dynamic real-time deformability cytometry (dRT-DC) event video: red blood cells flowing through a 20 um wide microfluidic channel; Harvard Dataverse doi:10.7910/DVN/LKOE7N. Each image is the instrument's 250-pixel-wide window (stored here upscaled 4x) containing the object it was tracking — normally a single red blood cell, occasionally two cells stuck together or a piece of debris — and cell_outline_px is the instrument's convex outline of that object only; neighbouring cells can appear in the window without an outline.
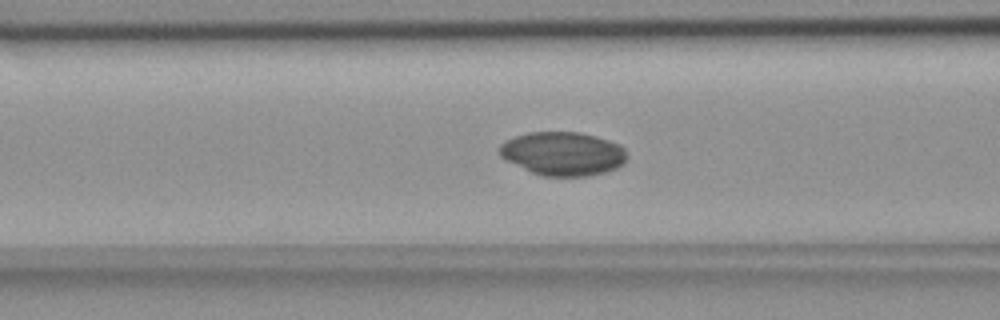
{"species": "common noctule bat (a hibernating species)", "species_latin": "Nyctalus noctula", "temperature_condition": "room temperature", "stored_images_in_passage": 54, "camera_frame_rate_fps": 3000, "um_per_image_px": 0.085, "animal": {"sex": "female", "body_mass_g": 18.4}, "frame": {"image": 1, "passage_image": 21, "time_ms": 6.667, "image_size_px": [1000, 320], "cell_outline_px": [[624, 164], [616, 168], [604, 172], [588, 176], [540, 176], [500, 156], [496, 152], [500, 144], [504, 140], [528, 132], [580, 132], [596, 136], [620, 144], [624, 148]], "centroid_in_image_um": [47.81, 13.05], "position_along_channel_um": 118.8, "area_um2": 32.37}}
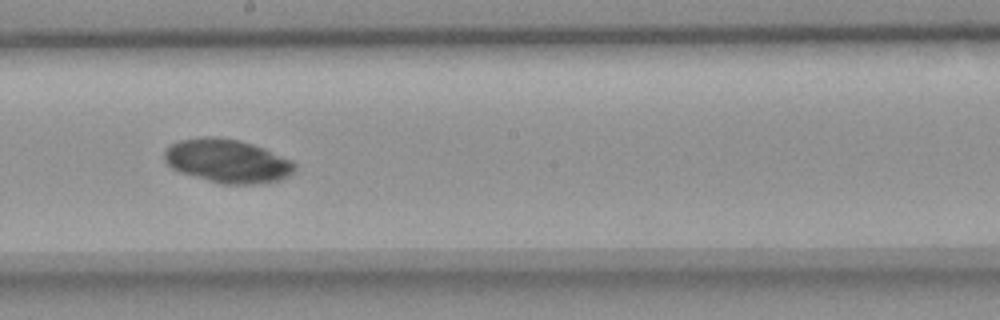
{"frame": {"image": 2, "passage_image": 30, "time_ms": 9.667, "image_size_px": [1000, 320], "cell_outline_px": [[296, 172], [280, 180], [264, 184], [220, 184], [180, 172], [172, 168], [164, 160], [164, 152], [172, 144], [180, 140], [204, 136], [216, 136], [240, 140], [264, 148], [292, 160], [296, 164]], "centroid_in_image_um": [19.37, 13.69], "position_along_channel_um": 228.8, "area_um2": 33.41}}
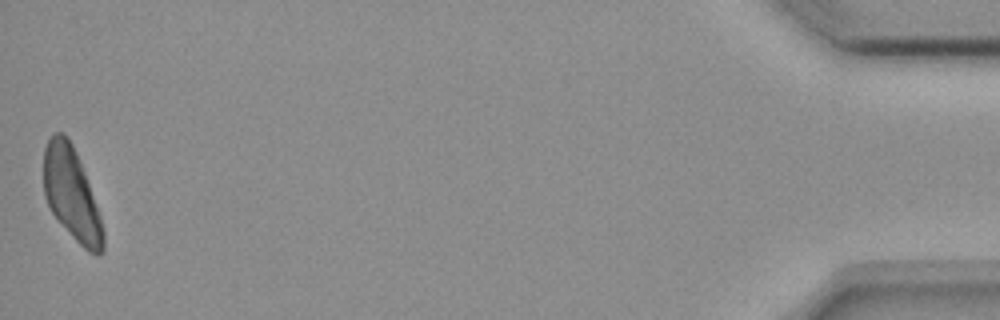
{"frame": {"image": 3, "passage_image": 54, "time_ms": 17.667, "image_size_px": [1000, 320], "cell_outline_px": [[104, 252], [100, 256], [96, 256], [88, 252], [72, 236], [52, 212], [44, 196], [44, 148], [48, 140], [56, 132], [64, 132], [68, 136], [76, 152], [84, 172], [100, 216], [104, 232]], "centroid_in_image_um": [6.09, 16.51], "position_along_channel_um": 429.1, "area_um2": 31.67}}